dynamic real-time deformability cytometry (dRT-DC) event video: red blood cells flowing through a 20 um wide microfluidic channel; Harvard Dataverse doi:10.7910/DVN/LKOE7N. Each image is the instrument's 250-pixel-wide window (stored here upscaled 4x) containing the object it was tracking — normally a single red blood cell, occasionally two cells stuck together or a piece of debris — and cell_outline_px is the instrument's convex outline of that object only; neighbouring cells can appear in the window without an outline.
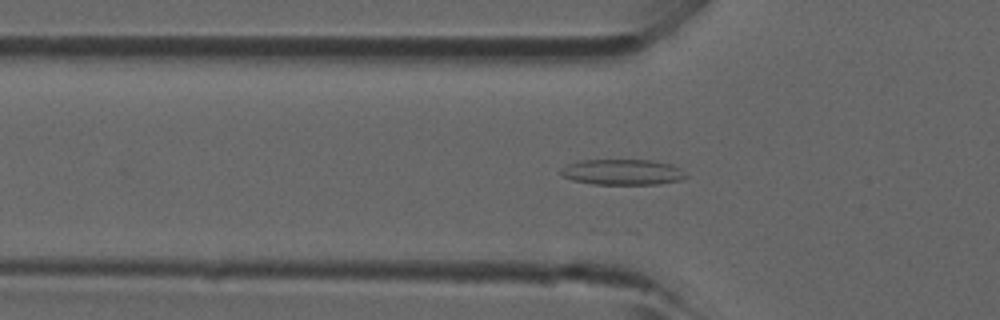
{"species": "common noctule bat (a hibernating species)", "species_latin": "Nyctalus noctula", "temperature_condition": "room temperature", "stored_images_in_passage": 13, "camera_frame_rate_fps": 3000, "um_per_image_px": 0.085, "animal": {"sex": "male", "forearm_length_mm": 52.5}, "frame": {"image": 1, "passage_image": 7, "time_ms": 2.0, "image_size_px": [1000, 320], "cell_outline_px": [[688, 176], [680, 180], [656, 184], [592, 184], [572, 180], [560, 176], [560, 168], [568, 164], [580, 160], [648, 160], [672, 164], [680, 168]], "centroid_in_image_um": [52.87, 14.63], "position_along_channel_um": 72.9, "area_um2": 18.79}}
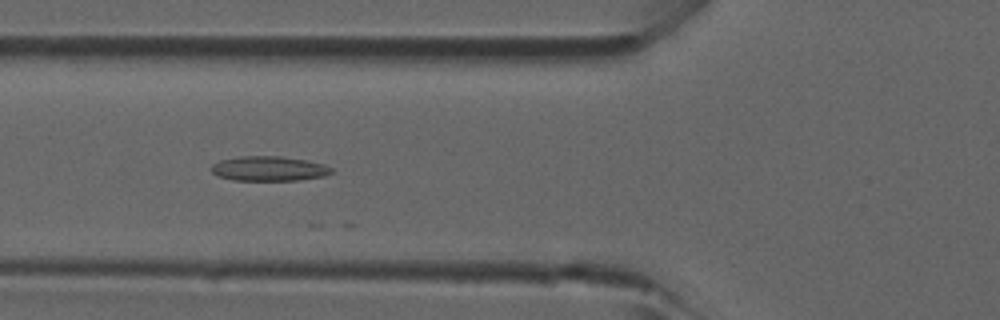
{"frame": {"image": 2, "passage_image": 9, "time_ms": 2.667, "image_size_px": [1000, 320], "cell_outline_px": [[332, 172], [324, 176], [300, 180], [232, 180], [220, 176], [212, 172], [212, 164], [220, 160], [240, 156], [280, 156], [308, 160], [324, 164], [332, 168]], "centroid_in_image_um": [22.88, 14.32], "position_along_channel_um": 102.9, "area_um2": 17.28}}
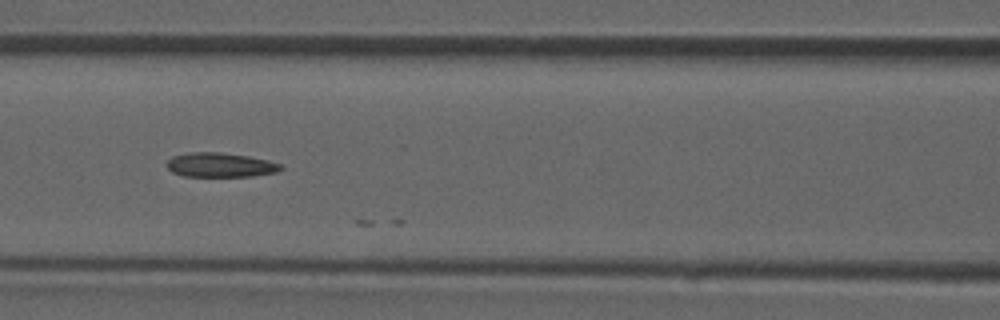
{"frame": {"image": 3, "passage_image": 12, "time_ms": 3.667, "image_size_px": [1000, 320], "cell_outline_px": [[284, 168], [276, 172], [252, 176], [184, 176], [172, 172], [164, 164], [172, 156], [188, 152], [220, 152], [248, 156], [268, 160], [280, 164]], "centroid_in_image_um": [18.69, 14.01], "position_along_channel_um": 147.9, "area_um2": 16.24}}